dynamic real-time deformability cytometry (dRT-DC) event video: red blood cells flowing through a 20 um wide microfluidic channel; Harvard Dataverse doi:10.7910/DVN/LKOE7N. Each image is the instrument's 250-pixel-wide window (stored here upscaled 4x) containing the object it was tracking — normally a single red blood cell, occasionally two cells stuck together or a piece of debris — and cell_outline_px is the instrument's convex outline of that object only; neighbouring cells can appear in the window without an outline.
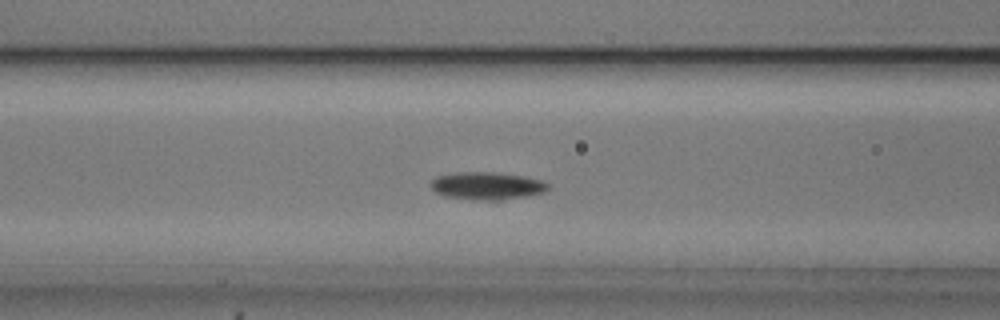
{"species": "common noctule bat (a hibernating species)", "species_latin": "Nyctalus noctula", "temperature_condition": "cold", "stored_images_in_passage": 43, "camera_frame_rate_fps": 3000, "um_per_image_px": 0.085, "animal": {"sex": "male", "body_mass_g": 20.5, "forearm_length_mm": 52.5}, "frame": {"image": 1, "passage_image": 20, "time_ms": 6.333, "image_size_px": [1000, 320], "cell_outline_px": [[548, 188], [544, 192], [528, 196], [504, 200], [476, 200], [444, 196], [436, 192], [432, 188], [432, 180], [436, 176], [452, 172], [492, 172], [524, 176], [540, 180], [548, 184]], "centroid_in_image_um": [41.38, 15.79], "position_along_channel_um": 125.2, "area_um2": 18.9}}
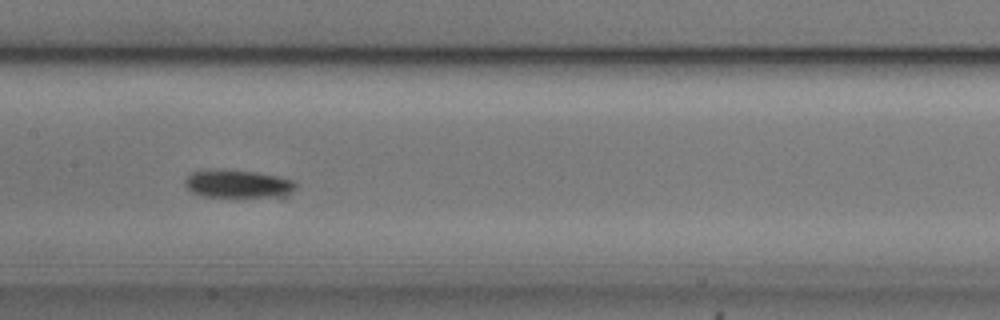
{"frame": {"image": 2, "passage_image": 25, "time_ms": 8.0, "image_size_px": [1000, 320], "cell_outline_px": [[296, 188], [284, 200], [280, 200], [200, 196], [192, 192], [184, 184], [184, 180], [192, 172], [216, 168], [224, 168], [256, 172], [280, 176], [292, 180], [296, 184]], "centroid_in_image_um": [20.33, 15.68], "position_along_channel_um": 187.1, "area_um2": 19.59}}